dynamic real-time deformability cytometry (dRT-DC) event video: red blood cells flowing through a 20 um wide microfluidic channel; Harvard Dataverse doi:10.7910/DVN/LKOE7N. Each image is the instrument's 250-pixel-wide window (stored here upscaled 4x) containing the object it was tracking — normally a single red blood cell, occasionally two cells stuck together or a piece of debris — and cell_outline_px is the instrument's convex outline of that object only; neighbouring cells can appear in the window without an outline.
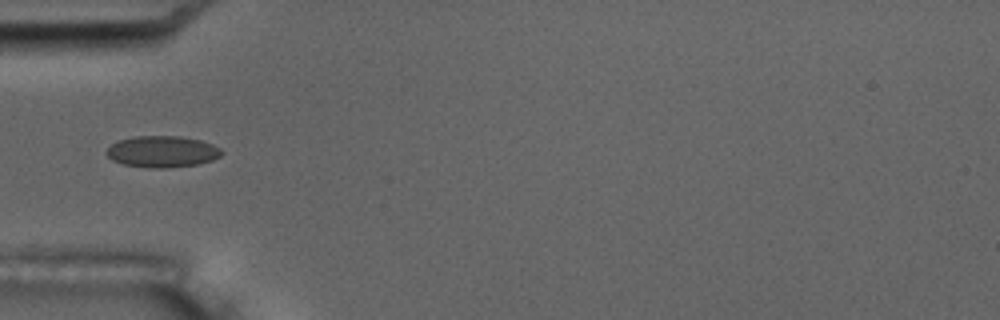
{"species": "common noctule bat (a hibernating species)", "species_latin": "Nyctalus noctula", "temperature_condition": "room temperature", "stored_images_in_passage": 10, "camera_frame_rate_fps": 3000, "um_per_image_px": 0.085, "animal": {"sex": "male", "body_mass_g": 17.5, "forearm_length_mm": 52.3}, "frame": {"image": 1, "passage_image": 6, "time_ms": 5.667, "image_size_px": [1000, 320], "cell_outline_px": [[224, 152], [220, 156], [212, 160], [196, 164], [164, 168], [152, 168], [124, 164], [112, 160], [104, 152], [116, 140], [136, 136], [180, 136], [200, 140], [212, 144], [220, 148]], "centroid_in_image_um": [13.78, 12.88], "position_along_channel_um": 71.2, "area_um2": 21.04}}
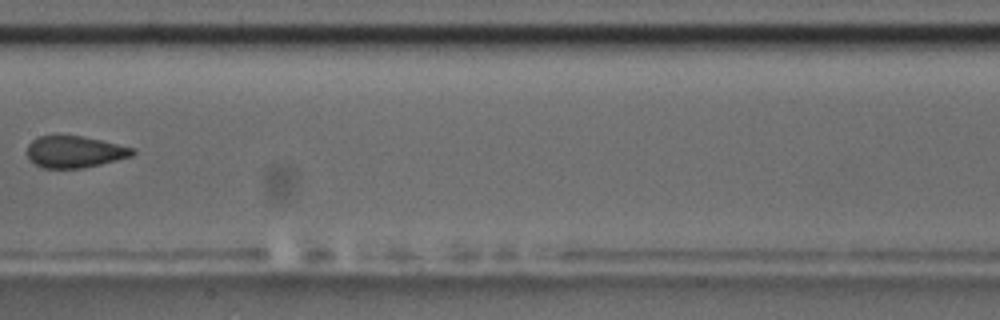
{"frame": {"image": 2, "passage_image": 9, "time_ms": 9.333, "image_size_px": [1000, 320], "cell_outline_px": [[136, 152], [132, 156], [84, 168], [44, 168], [36, 164], [28, 156], [28, 144], [32, 140], [40, 136], [56, 132], [84, 136], [136, 148]], "centroid_in_image_um": [6.35, 12.85], "position_along_channel_um": 201.0, "area_um2": 20.0}}